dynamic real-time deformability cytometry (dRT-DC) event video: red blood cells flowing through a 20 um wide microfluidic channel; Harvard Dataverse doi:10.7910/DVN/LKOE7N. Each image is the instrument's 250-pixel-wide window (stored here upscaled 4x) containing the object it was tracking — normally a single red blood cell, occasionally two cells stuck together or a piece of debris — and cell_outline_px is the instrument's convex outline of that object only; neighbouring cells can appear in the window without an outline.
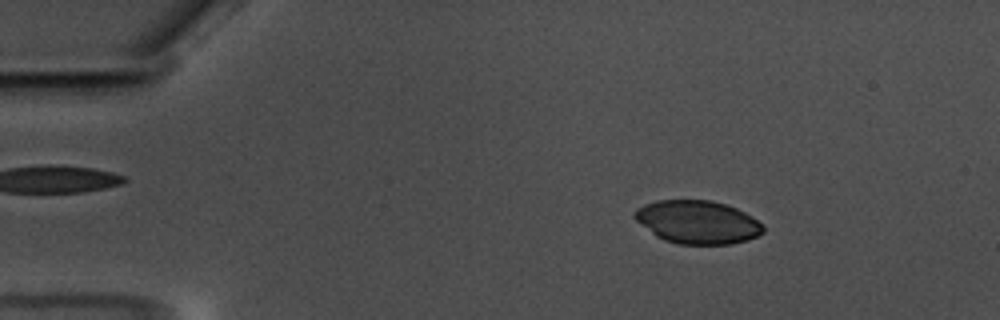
{"species": "common noctule bat (a hibernating species)", "species_latin": "Nyctalus noctula", "temperature_condition": "warm", "stored_images_in_passage": 58, "camera_frame_rate_fps": 3000, "um_per_image_px": 0.085, "animal": {"sex": "male", "body_mass_g": 17.5, "forearm_length_mm": 52.3}, "frame": {"image": 1, "passage_image": 9, "time_ms": 2.667, "image_size_px": [1000, 320], "cell_outline_px": [[764, 232], [748, 240], [732, 244], [680, 244], [664, 240], [656, 236], [636, 220], [632, 216], [636, 208], [644, 204], [656, 200], [712, 200], [736, 208], [752, 216], [764, 228]], "centroid_in_image_um": [59.27, 18.87], "position_along_channel_um": 25.7, "area_um2": 32.31}}
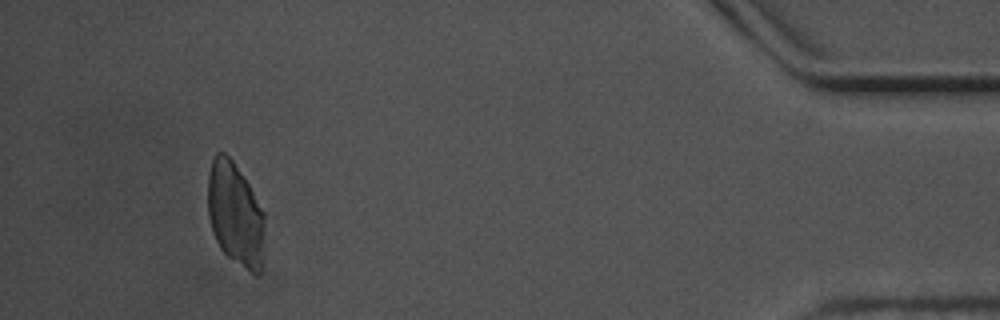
{"frame": {"image": 2, "passage_image": 54, "time_ms": 17.667, "image_size_px": [1000, 320], "cell_outline_px": [[264, 256], [260, 276], [256, 276], [228, 256], [220, 248], [212, 232], [208, 216], [208, 172], [212, 160], [216, 152], [224, 152], [232, 160], [248, 184], [264, 212]], "centroid_in_image_um": [20.01, 18.24], "position_along_channel_um": 415.2, "area_um2": 34.51}}